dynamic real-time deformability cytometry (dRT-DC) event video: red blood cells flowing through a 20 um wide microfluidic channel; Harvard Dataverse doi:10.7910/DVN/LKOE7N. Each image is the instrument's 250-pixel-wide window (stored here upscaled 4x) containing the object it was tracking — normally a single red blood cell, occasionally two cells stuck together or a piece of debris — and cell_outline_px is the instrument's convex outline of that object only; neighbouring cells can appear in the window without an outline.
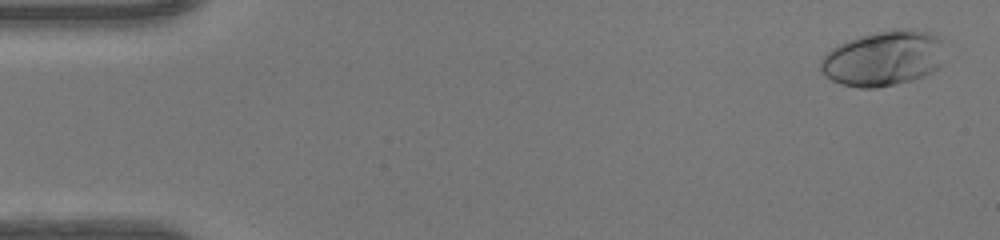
{"species": "human", "species_latin": "Homo sapiens", "temperature_condition": "warm", "stored_images_in_passage": 50, "camera_frame_rate_fps": 3000, "um_per_image_px": 0.085, "donor": {"sex": "female"}, "frame": {"image": 1, "passage_image": 2, "time_ms": 0.333, "image_size_px": [1000, 240], "cell_outline_px": [[948, 60], [940, 68], [924, 76], [912, 80], [896, 84], [876, 88], [860, 88], [840, 84], [824, 76], [820, 72], [820, 60], [832, 48], [848, 40], [860, 36], [892, 28], [908, 28], [928, 32], [944, 36]], "centroid_in_image_um": [75.21, 4.95], "position_along_channel_um": 9.8, "area_um2": 41.33}}
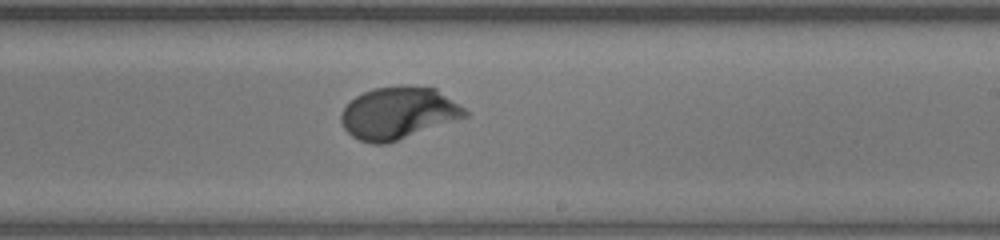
{"frame": {"image": 2, "passage_image": 30, "time_ms": 9.667, "image_size_px": [1000, 240], "cell_outline_px": [[468, 116], [388, 144], [372, 144], [360, 140], [352, 136], [344, 128], [340, 120], [340, 112], [356, 96], [364, 92], [376, 88], [400, 84], [404, 84], [436, 88], [464, 108], [468, 112]], "centroid_in_image_um": [33.85, 9.6], "position_along_channel_um": 255.1, "area_um2": 37.8}}
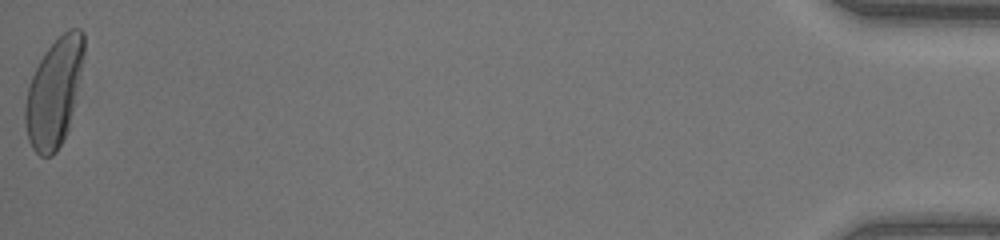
{"frame": {"image": 3, "passage_image": 50, "time_ms": 16.333, "image_size_px": [1000, 240], "cell_outline_px": [[84, 56], [80, 80], [68, 132], [56, 152], [52, 156], [40, 156], [32, 148], [28, 140], [24, 124], [24, 108], [28, 88], [32, 76], [44, 52], [68, 28], [80, 28], [84, 32]], "centroid_in_image_um": [4.61, 7.88], "position_along_channel_um": 430.6, "area_um2": 37.22}, "authors_computed_cell_mechanics": {"area_um2": 36.6741, "velocity_mm_per_s": 4.1714, "shape_relaxation_time_tau1_ms": 2.7885, "shape_relaxation_time_tau2_ms": null, "deformation_change_tau1": 0.2105, "deformation_change_tau2": null}}